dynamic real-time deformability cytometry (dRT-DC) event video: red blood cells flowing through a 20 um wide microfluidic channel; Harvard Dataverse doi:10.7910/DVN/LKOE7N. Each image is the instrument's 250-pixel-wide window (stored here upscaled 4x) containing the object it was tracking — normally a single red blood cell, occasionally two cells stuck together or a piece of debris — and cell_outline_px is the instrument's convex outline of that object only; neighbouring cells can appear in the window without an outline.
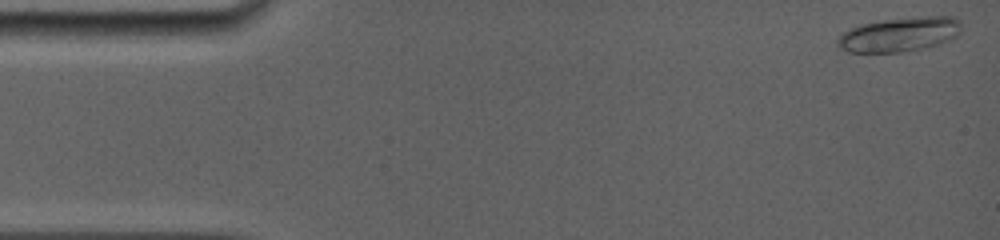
{"species": "common noctule bat (a hibernating species)", "species_latin": "Nyctalus noctula", "temperature_condition": "room temperature", "stored_images_in_passage": 74, "camera_frame_rate_fps": 5000, "um_per_image_px": 0.085, "animal": {"sex": "female", "body_mass_g": 19.0, "forearm_length_mm": 56.7}, "frame": {"image": 1, "passage_image": 1, "time_ms": 0.0, "image_size_px": [1000, 240], "cell_outline_px": [[960, 32], [956, 36], [948, 40], [924, 48], [900, 52], [848, 52], [840, 48], [836, 44], [836, 40], [840, 32], [860, 24], [888, 20], [924, 16], [952, 16], [960, 20]], "centroid_in_image_um": [76.41, 2.93], "position_along_channel_um": 8.6, "area_um2": 24.74}}
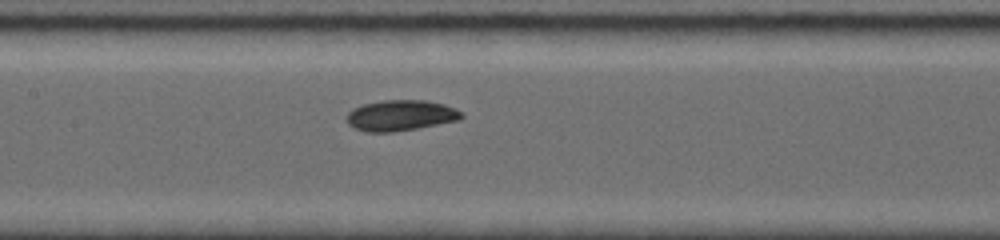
{"frame": {"image": 2, "passage_image": 28, "time_ms": 7.2, "image_size_px": [1000, 240], "cell_outline_px": [[464, 116], [460, 120], [396, 132], [368, 132], [352, 128], [348, 124], [344, 116], [352, 108], [364, 104], [384, 100], [424, 100], [444, 104], [456, 108]], "centroid_in_image_um": [34.02, 9.82], "position_along_channel_um": 173.4, "area_um2": 20.81}}
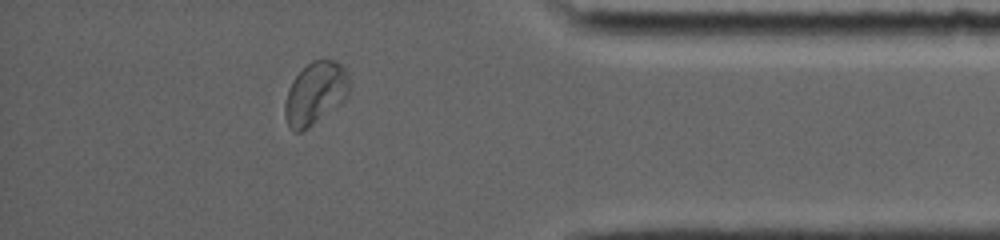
{"frame": {"image": 3, "passage_image": 63, "time_ms": 13.6, "image_size_px": [1000, 240], "cell_outline_px": [[348, 96], [344, 100], [308, 128], [300, 132], [292, 132], [284, 116], [284, 104], [292, 80], [312, 60], [336, 60], [348, 72]], "centroid_in_image_um": [26.79, 7.94], "position_along_channel_um": 408.4, "area_um2": 23.24}, "authors_computed_cell_mechanics": {"area_um2": 20.808, "velocity_mm_per_s": 3.9204, "shape_relaxation_time_tau1_ms": 3.0251, "shape_relaxation_time_tau2_ms": null, "deformation_change_tau1": 0.0817, "deformation_change_tau2": null}}